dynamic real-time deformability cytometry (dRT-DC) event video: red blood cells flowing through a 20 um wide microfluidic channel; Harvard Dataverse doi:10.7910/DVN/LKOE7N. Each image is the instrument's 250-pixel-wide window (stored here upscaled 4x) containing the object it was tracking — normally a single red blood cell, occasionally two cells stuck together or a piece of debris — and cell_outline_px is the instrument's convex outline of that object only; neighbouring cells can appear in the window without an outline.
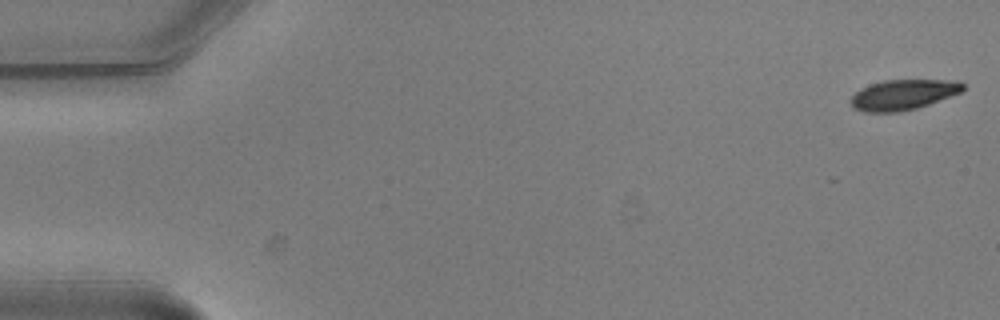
{"species": "common noctule bat (a hibernating species)", "species_latin": "Nyctalus noctula", "temperature_condition": "warm", "stored_images_in_passage": 4, "camera_frame_rate_fps": 3000, "um_per_image_px": 0.085, "animal": {"sex": "male", "body_mass_g": 20.5, "forearm_length_mm": 52.5}, "frame": {"image": 1, "passage_image": 1, "time_ms": 0.0, "image_size_px": [1000, 320], "cell_outline_px": [[964, 88], [960, 92], [928, 104], [916, 108], [900, 112], [864, 112], [852, 108], [848, 100], [860, 88], [884, 80], [956, 80], [964, 84]], "centroid_in_image_um": [76.71, 8.05], "position_along_channel_um": 8.3, "area_um2": 19.77}}
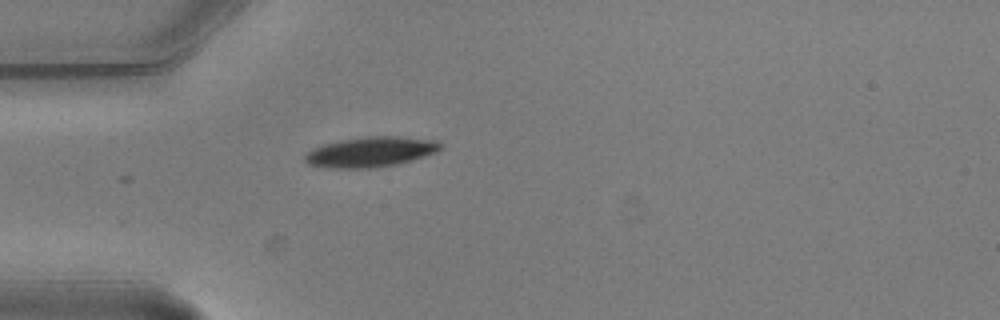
{"frame": {"image": 2, "passage_image": 4, "time_ms": 1.0, "image_size_px": [1000, 320], "cell_outline_px": [[440, 148], [436, 152], [424, 156], [396, 164], [372, 168], [328, 168], [308, 164], [304, 160], [304, 156], [312, 148], [324, 144], [340, 140], [368, 136], [396, 136], [436, 140], [440, 144]], "centroid_in_image_um": [31.46, 12.91], "position_along_channel_um": 53.5, "area_um2": 23.64}}